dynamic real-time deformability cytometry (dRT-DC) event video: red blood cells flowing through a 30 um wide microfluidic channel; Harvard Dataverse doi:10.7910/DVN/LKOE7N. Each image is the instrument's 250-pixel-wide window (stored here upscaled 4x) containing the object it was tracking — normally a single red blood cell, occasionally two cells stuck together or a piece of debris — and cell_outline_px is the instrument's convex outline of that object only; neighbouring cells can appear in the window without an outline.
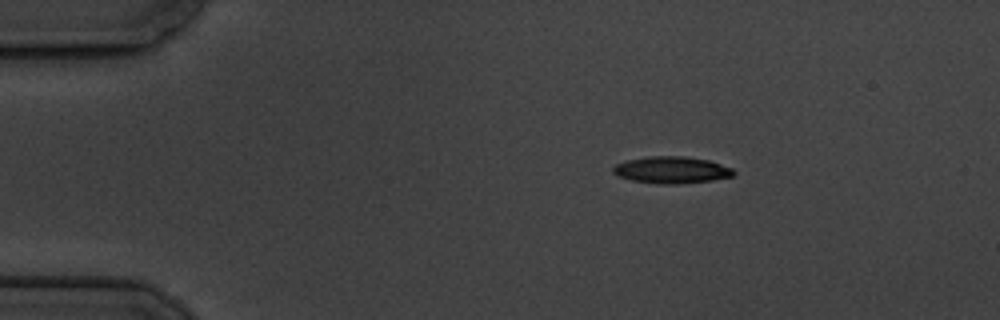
{"species": "common noctule bat (a hibernating species)", "species_latin": "Nyctalus noctula", "temperature_condition": "cold", "stored_images_in_passage": 4, "camera_frame_rate_fps": 3000, "um_per_image_px": 0.085, "animal": {"sex": "male", "body_mass_g": 19.5, "forearm_length_mm": 54.6}, "frame": {"image": 1, "passage_image": 2, "time_ms": 2.0, "image_size_px": [1000, 320], "cell_outline_px": [[736, 172], [732, 176], [712, 180], [680, 184], [656, 184], [632, 180], [616, 176], [612, 172], [612, 168], [616, 164], [628, 160], [648, 156], [684, 156], [708, 160], [732, 168]], "centroid_in_image_um": [57.06, 14.45], "position_along_channel_um": 27.9, "area_um2": 18.9}}